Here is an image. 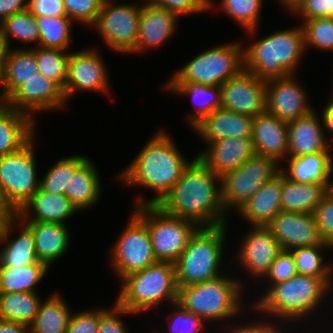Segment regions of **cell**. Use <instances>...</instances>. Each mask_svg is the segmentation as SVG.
<instances>
[{
  "label": "cell",
  "mask_w": 333,
  "mask_h": 333,
  "mask_svg": "<svg viewBox=\"0 0 333 333\" xmlns=\"http://www.w3.org/2000/svg\"><path fill=\"white\" fill-rule=\"evenodd\" d=\"M163 88L177 95L190 97L195 111L187 115V123L194 128L214 110L221 108V86H206L190 82H166Z\"/></svg>",
  "instance_id": "cell-31"
},
{
  "label": "cell",
  "mask_w": 333,
  "mask_h": 333,
  "mask_svg": "<svg viewBox=\"0 0 333 333\" xmlns=\"http://www.w3.org/2000/svg\"><path fill=\"white\" fill-rule=\"evenodd\" d=\"M321 114L324 123V131H326L325 133L328 132L331 134L333 138V99L331 97Z\"/></svg>",
  "instance_id": "cell-57"
},
{
  "label": "cell",
  "mask_w": 333,
  "mask_h": 333,
  "mask_svg": "<svg viewBox=\"0 0 333 333\" xmlns=\"http://www.w3.org/2000/svg\"><path fill=\"white\" fill-rule=\"evenodd\" d=\"M36 123L26 113L11 107L0 114V157L22 148L36 134Z\"/></svg>",
  "instance_id": "cell-33"
},
{
  "label": "cell",
  "mask_w": 333,
  "mask_h": 333,
  "mask_svg": "<svg viewBox=\"0 0 333 333\" xmlns=\"http://www.w3.org/2000/svg\"><path fill=\"white\" fill-rule=\"evenodd\" d=\"M170 306L174 310L170 314L168 313V316L166 315L169 333H203L206 331V322L194 313L187 311L179 302ZM154 333L157 332L154 331Z\"/></svg>",
  "instance_id": "cell-45"
},
{
  "label": "cell",
  "mask_w": 333,
  "mask_h": 333,
  "mask_svg": "<svg viewBox=\"0 0 333 333\" xmlns=\"http://www.w3.org/2000/svg\"><path fill=\"white\" fill-rule=\"evenodd\" d=\"M281 165L272 158L255 154L238 169L223 175L221 199L225 211L237 212L263 184L281 172Z\"/></svg>",
  "instance_id": "cell-11"
},
{
  "label": "cell",
  "mask_w": 333,
  "mask_h": 333,
  "mask_svg": "<svg viewBox=\"0 0 333 333\" xmlns=\"http://www.w3.org/2000/svg\"><path fill=\"white\" fill-rule=\"evenodd\" d=\"M269 320H271V322ZM255 321L252 323H250V321H249V323H248V320H247L246 324H243V325L237 324L234 327L240 333H284V331H282V330L285 327H283V328L281 327V330H280V326L278 325L279 323H275V321H272L271 318H268V320L264 318L263 321H262V319H260L259 321L258 320H255Z\"/></svg>",
  "instance_id": "cell-54"
},
{
  "label": "cell",
  "mask_w": 333,
  "mask_h": 333,
  "mask_svg": "<svg viewBox=\"0 0 333 333\" xmlns=\"http://www.w3.org/2000/svg\"><path fill=\"white\" fill-rule=\"evenodd\" d=\"M332 161V152L288 157V165L281 167V172L297 183L331 184Z\"/></svg>",
  "instance_id": "cell-29"
},
{
  "label": "cell",
  "mask_w": 333,
  "mask_h": 333,
  "mask_svg": "<svg viewBox=\"0 0 333 333\" xmlns=\"http://www.w3.org/2000/svg\"><path fill=\"white\" fill-rule=\"evenodd\" d=\"M312 216L322 240L333 247V192L331 190L314 209Z\"/></svg>",
  "instance_id": "cell-48"
},
{
  "label": "cell",
  "mask_w": 333,
  "mask_h": 333,
  "mask_svg": "<svg viewBox=\"0 0 333 333\" xmlns=\"http://www.w3.org/2000/svg\"><path fill=\"white\" fill-rule=\"evenodd\" d=\"M266 81L244 68L221 85V108L255 117L266 112Z\"/></svg>",
  "instance_id": "cell-16"
},
{
  "label": "cell",
  "mask_w": 333,
  "mask_h": 333,
  "mask_svg": "<svg viewBox=\"0 0 333 333\" xmlns=\"http://www.w3.org/2000/svg\"><path fill=\"white\" fill-rule=\"evenodd\" d=\"M156 206L166 214L194 222L198 227L229 224L222 205L221 179L197 156Z\"/></svg>",
  "instance_id": "cell-1"
},
{
  "label": "cell",
  "mask_w": 333,
  "mask_h": 333,
  "mask_svg": "<svg viewBox=\"0 0 333 333\" xmlns=\"http://www.w3.org/2000/svg\"><path fill=\"white\" fill-rule=\"evenodd\" d=\"M28 10L34 16H66L63 0H28Z\"/></svg>",
  "instance_id": "cell-53"
},
{
  "label": "cell",
  "mask_w": 333,
  "mask_h": 333,
  "mask_svg": "<svg viewBox=\"0 0 333 333\" xmlns=\"http://www.w3.org/2000/svg\"><path fill=\"white\" fill-rule=\"evenodd\" d=\"M95 164L88 158L74 173L64 195L80 212L98 203L101 192V179ZM100 179V180H99Z\"/></svg>",
  "instance_id": "cell-32"
},
{
  "label": "cell",
  "mask_w": 333,
  "mask_h": 333,
  "mask_svg": "<svg viewBox=\"0 0 333 333\" xmlns=\"http://www.w3.org/2000/svg\"><path fill=\"white\" fill-rule=\"evenodd\" d=\"M38 73L34 48H10L2 77L3 89L10 96L22 83Z\"/></svg>",
  "instance_id": "cell-35"
},
{
  "label": "cell",
  "mask_w": 333,
  "mask_h": 333,
  "mask_svg": "<svg viewBox=\"0 0 333 333\" xmlns=\"http://www.w3.org/2000/svg\"><path fill=\"white\" fill-rule=\"evenodd\" d=\"M253 119L254 117L219 108L206 116L193 130L202 137L205 145L223 138H251Z\"/></svg>",
  "instance_id": "cell-25"
},
{
  "label": "cell",
  "mask_w": 333,
  "mask_h": 333,
  "mask_svg": "<svg viewBox=\"0 0 333 333\" xmlns=\"http://www.w3.org/2000/svg\"><path fill=\"white\" fill-rule=\"evenodd\" d=\"M201 150L196 156L220 178L256 154L252 139L240 137L223 138Z\"/></svg>",
  "instance_id": "cell-20"
},
{
  "label": "cell",
  "mask_w": 333,
  "mask_h": 333,
  "mask_svg": "<svg viewBox=\"0 0 333 333\" xmlns=\"http://www.w3.org/2000/svg\"><path fill=\"white\" fill-rule=\"evenodd\" d=\"M104 0H63L66 16L75 23L92 26Z\"/></svg>",
  "instance_id": "cell-46"
},
{
  "label": "cell",
  "mask_w": 333,
  "mask_h": 333,
  "mask_svg": "<svg viewBox=\"0 0 333 333\" xmlns=\"http://www.w3.org/2000/svg\"><path fill=\"white\" fill-rule=\"evenodd\" d=\"M0 333H30L29 325L0 319Z\"/></svg>",
  "instance_id": "cell-56"
},
{
  "label": "cell",
  "mask_w": 333,
  "mask_h": 333,
  "mask_svg": "<svg viewBox=\"0 0 333 333\" xmlns=\"http://www.w3.org/2000/svg\"><path fill=\"white\" fill-rule=\"evenodd\" d=\"M242 282L245 281L224 274L206 282L178 287V302L207 324L234 320L244 308Z\"/></svg>",
  "instance_id": "cell-6"
},
{
  "label": "cell",
  "mask_w": 333,
  "mask_h": 333,
  "mask_svg": "<svg viewBox=\"0 0 333 333\" xmlns=\"http://www.w3.org/2000/svg\"><path fill=\"white\" fill-rule=\"evenodd\" d=\"M263 0H221L220 8L225 15L234 20L246 30L249 36L256 34L259 25L260 12L262 10Z\"/></svg>",
  "instance_id": "cell-43"
},
{
  "label": "cell",
  "mask_w": 333,
  "mask_h": 333,
  "mask_svg": "<svg viewBox=\"0 0 333 333\" xmlns=\"http://www.w3.org/2000/svg\"><path fill=\"white\" fill-rule=\"evenodd\" d=\"M332 86H333V84H332ZM333 89V88H332ZM332 92H331V98L333 99V90H331Z\"/></svg>",
  "instance_id": "cell-65"
},
{
  "label": "cell",
  "mask_w": 333,
  "mask_h": 333,
  "mask_svg": "<svg viewBox=\"0 0 333 333\" xmlns=\"http://www.w3.org/2000/svg\"><path fill=\"white\" fill-rule=\"evenodd\" d=\"M295 76L288 75L266 81V112L286 123L314 110L309 103L307 91L296 81Z\"/></svg>",
  "instance_id": "cell-17"
},
{
  "label": "cell",
  "mask_w": 333,
  "mask_h": 333,
  "mask_svg": "<svg viewBox=\"0 0 333 333\" xmlns=\"http://www.w3.org/2000/svg\"><path fill=\"white\" fill-rule=\"evenodd\" d=\"M96 48L70 52L64 87L66 101L79 91L109 94V75L105 61Z\"/></svg>",
  "instance_id": "cell-14"
},
{
  "label": "cell",
  "mask_w": 333,
  "mask_h": 333,
  "mask_svg": "<svg viewBox=\"0 0 333 333\" xmlns=\"http://www.w3.org/2000/svg\"><path fill=\"white\" fill-rule=\"evenodd\" d=\"M124 315H134L127 309L120 307L116 302L109 308H99V329L98 333H129L128 327L122 320Z\"/></svg>",
  "instance_id": "cell-51"
},
{
  "label": "cell",
  "mask_w": 333,
  "mask_h": 333,
  "mask_svg": "<svg viewBox=\"0 0 333 333\" xmlns=\"http://www.w3.org/2000/svg\"><path fill=\"white\" fill-rule=\"evenodd\" d=\"M330 190L333 192V161H332V176H331Z\"/></svg>",
  "instance_id": "cell-63"
},
{
  "label": "cell",
  "mask_w": 333,
  "mask_h": 333,
  "mask_svg": "<svg viewBox=\"0 0 333 333\" xmlns=\"http://www.w3.org/2000/svg\"><path fill=\"white\" fill-rule=\"evenodd\" d=\"M37 292L0 293V319L30 325L41 303Z\"/></svg>",
  "instance_id": "cell-38"
},
{
  "label": "cell",
  "mask_w": 333,
  "mask_h": 333,
  "mask_svg": "<svg viewBox=\"0 0 333 333\" xmlns=\"http://www.w3.org/2000/svg\"><path fill=\"white\" fill-rule=\"evenodd\" d=\"M295 0H279L280 4L287 9Z\"/></svg>",
  "instance_id": "cell-61"
},
{
  "label": "cell",
  "mask_w": 333,
  "mask_h": 333,
  "mask_svg": "<svg viewBox=\"0 0 333 333\" xmlns=\"http://www.w3.org/2000/svg\"><path fill=\"white\" fill-rule=\"evenodd\" d=\"M109 252L110 266L120 281L157 262L147 225L133 210L127 225Z\"/></svg>",
  "instance_id": "cell-12"
},
{
  "label": "cell",
  "mask_w": 333,
  "mask_h": 333,
  "mask_svg": "<svg viewBox=\"0 0 333 333\" xmlns=\"http://www.w3.org/2000/svg\"><path fill=\"white\" fill-rule=\"evenodd\" d=\"M244 42L212 46L197 54L174 72L167 82H190L206 86H221L244 68Z\"/></svg>",
  "instance_id": "cell-8"
},
{
  "label": "cell",
  "mask_w": 333,
  "mask_h": 333,
  "mask_svg": "<svg viewBox=\"0 0 333 333\" xmlns=\"http://www.w3.org/2000/svg\"><path fill=\"white\" fill-rule=\"evenodd\" d=\"M0 32L10 48L11 38H16L24 47L32 43V48L38 47L40 34L36 18L28 9L5 18L0 23Z\"/></svg>",
  "instance_id": "cell-41"
},
{
  "label": "cell",
  "mask_w": 333,
  "mask_h": 333,
  "mask_svg": "<svg viewBox=\"0 0 333 333\" xmlns=\"http://www.w3.org/2000/svg\"><path fill=\"white\" fill-rule=\"evenodd\" d=\"M99 308L71 313L66 333H98Z\"/></svg>",
  "instance_id": "cell-52"
},
{
  "label": "cell",
  "mask_w": 333,
  "mask_h": 333,
  "mask_svg": "<svg viewBox=\"0 0 333 333\" xmlns=\"http://www.w3.org/2000/svg\"><path fill=\"white\" fill-rule=\"evenodd\" d=\"M281 210V172L266 182L237 211L250 226H266Z\"/></svg>",
  "instance_id": "cell-27"
},
{
  "label": "cell",
  "mask_w": 333,
  "mask_h": 333,
  "mask_svg": "<svg viewBox=\"0 0 333 333\" xmlns=\"http://www.w3.org/2000/svg\"><path fill=\"white\" fill-rule=\"evenodd\" d=\"M78 212L65 195L50 194L39 188L15 215L23 222H50L66 225L67 219Z\"/></svg>",
  "instance_id": "cell-26"
},
{
  "label": "cell",
  "mask_w": 333,
  "mask_h": 333,
  "mask_svg": "<svg viewBox=\"0 0 333 333\" xmlns=\"http://www.w3.org/2000/svg\"><path fill=\"white\" fill-rule=\"evenodd\" d=\"M133 208L147 225L157 261L175 263L199 227L189 220L166 214L155 204Z\"/></svg>",
  "instance_id": "cell-10"
},
{
  "label": "cell",
  "mask_w": 333,
  "mask_h": 333,
  "mask_svg": "<svg viewBox=\"0 0 333 333\" xmlns=\"http://www.w3.org/2000/svg\"><path fill=\"white\" fill-rule=\"evenodd\" d=\"M227 225L199 227L190 237L187 247L174 263L178 287L206 282L223 275Z\"/></svg>",
  "instance_id": "cell-7"
},
{
  "label": "cell",
  "mask_w": 333,
  "mask_h": 333,
  "mask_svg": "<svg viewBox=\"0 0 333 333\" xmlns=\"http://www.w3.org/2000/svg\"><path fill=\"white\" fill-rule=\"evenodd\" d=\"M66 105L63 90L53 80L40 73L26 80L9 96V106L26 113L34 121L37 120L35 116L41 111L56 112L66 109Z\"/></svg>",
  "instance_id": "cell-15"
},
{
  "label": "cell",
  "mask_w": 333,
  "mask_h": 333,
  "mask_svg": "<svg viewBox=\"0 0 333 333\" xmlns=\"http://www.w3.org/2000/svg\"><path fill=\"white\" fill-rule=\"evenodd\" d=\"M288 125V157L331 152L333 144L325 135L322 116L312 111L306 116L293 120ZM332 146V147H331Z\"/></svg>",
  "instance_id": "cell-23"
},
{
  "label": "cell",
  "mask_w": 333,
  "mask_h": 333,
  "mask_svg": "<svg viewBox=\"0 0 333 333\" xmlns=\"http://www.w3.org/2000/svg\"><path fill=\"white\" fill-rule=\"evenodd\" d=\"M331 184L297 183L281 172V210L312 214L330 191Z\"/></svg>",
  "instance_id": "cell-30"
},
{
  "label": "cell",
  "mask_w": 333,
  "mask_h": 333,
  "mask_svg": "<svg viewBox=\"0 0 333 333\" xmlns=\"http://www.w3.org/2000/svg\"><path fill=\"white\" fill-rule=\"evenodd\" d=\"M266 227L282 250L324 243L312 214L280 211Z\"/></svg>",
  "instance_id": "cell-19"
},
{
  "label": "cell",
  "mask_w": 333,
  "mask_h": 333,
  "mask_svg": "<svg viewBox=\"0 0 333 333\" xmlns=\"http://www.w3.org/2000/svg\"><path fill=\"white\" fill-rule=\"evenodd\" d=\"M39 30L38 46L42 48L69 50L72 45L73 21L67 16H35Z\"/></svg>",
  "instance_id": "cell-39"
},
{
  "label": "cell",
  "mask_w": 333,
  "mask_h": 333,
  "mask_svg": "<svg viewBox=\"0 0 333 333\" xmlns=\"http://www.w3.org/2000/svg\"><path fill=\"white\" fill-rule=\"evenodd\" d=\"M333 250L327 243L291 249L297 274L322 279L331 289L333 287V263H327L323 252Z\"/></svg>",
  "instance_id": "cell-36"
},
{
  "label": "cell",
  "mask_w": 333,
  "mask_h": 333,
  "mask_svg": "<svg viewBox=\"0 0 333 333\" xmlns=\"http://www.w3.org/2000/svg\"><path fill=\"white\" fill-rule=\"evenodd\" d=\"M12 215H0V235L2 231V227L4 225L5 220Z\"/></svg>",
  "instance_id": "cell-62"
},
{
  "label": "cell",
  "mask_w": 333,
  "mask_h": 333,
  "mask_svg": "<svg viewBox=\"0 0 333 333\" xmlns=\"http://www.w3.org/2000/svg\"><path fill=\"white\" fill-rule=\"evenodd\" d=\"M306 51L315 48L333 52V17L301 19Z\"/></svg>",
  "instance_id": "cell-44"
},
{
  "label": "cell",
  "mask_w": 333,
  "mask_h": 333,
  "mask_svg": "<svg viewBox=\"0 0 333 333\" xmlns=\"http://www.w3.org/2000/svg\"><path fill=\"white\" fill-rule=\"evenodd\" d=\"M152 4L165 8L178 17L199 14L214 8L213 0H148Z\"/></svg>",
  "instance_id": "cell-50"
},
{
  "label": "cell",
  "mask_w": 333,
  "mask_h": 333,
  "mask_svg": "<svg viewBox=\"0 0 333 333\" xmlns=\"http://www.w3.org/2000/svg\"><path fill=\"white\" fill-rule=\"evenodd\" d=\"M74 155V156H73ZM57 160L40 178V189L50 194L64 195L75 171L88 159L87 156L73 154Z\"/></svg>",
  "instance_id": "cell-40"
},
{
  "label": "cell",
  "mask_w": 333,
  "mask_h": 333,
  "mask_svg": "<svg viewBox=\"0 0 333 333\" xmlns=\"http://www.w3.org/2000/svg\"><path fill=\"white\" fill-rule=\"evenodd\" d=\"M286 10L301 19L333 17V0H295Z\"/></svg>",
  "instance_id": "cell-47"
},
{
  "label": "cell",
  "mask_w": 333,
  "mask_h": 333,
  "mask_svg": "<svg viewBox=\"0 0 333 333\" xmlns=\"http://www.w3.org/2000/svg\"><path fill=\"white\" fill-rule=\"evenodd\" d=\"M297 274L294 258L290 250H282L262 278L269 285L287 281Z\"/></svg>",
  "instance_id": "cell-49"
},
{
  "label": "cell",
  "mask_w": 333,
  "mask_h": 333,
  "mask_svg": "<svg viewBox=\"0 0 333 333\" xmlns=\"http://www.w3.org/2000/svg\"><path fill=\"white\" fill-rule=\"evenodd\" d=\"M28 9V0H0V23L7 17Z\"/></svg>",
  "instance_id": "cell-55"
},
{
  "label": "cell",
  "mask_w": 333,
  "mask_h": 333,
  "mask_svg": "<svg viewBox=\"0 0 333 333\" xmlns=\"http://www.w3.org/2000/svg\"><path fill=\"white\" fill-rule=\"evenodd\" d=\"M34 54L39 73L53 80L64 91L70 53L36 46Z\"/></svg>",
  "instance_id": "cell-42"
},
{
  "label": "cell",
  "mask_w": 333,
  "mask_h": 333,
  "mask_svg": "<svg viewBox=\"0 0 333 333\" xmlns=\"http://www.w3.org/2000/svg\"><path fill=\"white\" fill-rule=\"evenodd\" d=\"M167 130L161 128L142 147L139 153L117 175L123 185H133L151 189L153 198L145 200L142 194L137 195L134 206L157 204L180 179L184 169L192 161L176 146L174 139Z\"/></svg>",
  "instance_id": "cell-2"
},
{
  "label": "cell",
  "mask_w": 333,
  "mask_h": 333,
  "mask_svg": "<svg viewBox=\"0 0 333 333\" xmlns=\"http://www.w3.org/2000/svg\"><path fill=\"white\" fill-rule=\"evenodd\" d=\"M116 303L133 314H142L165 301L178 302L175 265L157 261L149 267L125 276Z\"/></svg>",
  "instance_id": "cell-5"
},
{
  "label": "cell",
  "mask_w": 333,
  "mask_h": 333,
  "mask_svg": "<svg viewBox=\"0 0 333 333\" xmlns=\"http://www.w3.org/2000/svg\"><path fill=\"white\" fill-rule=\"evenodd\" d=\"M275 31L243 46L244 69L268 81L295 75L306 54L301 26Z\"/></svg>",
  "instance_id": "cell-4"
},
{
  "label": "cell",
  "mask_w": 333,
  "mask_h": 333,
  "mask_svg": "<svg viewBox=\"0 0 333 333\" xmlns=\"http://www.w3.org/2000/svg\"><path fill=\"white\" fill-rule=\"evenodd\" d=\"M41 301L34 321L29 325L30 333H66L72 311L59 293H51Z\"/></svg>",
  "instance_id": "cell-34"
},
{
  "label": "cell",
  "mask_w": 333,
  "mask_h": 333,
  "mask_svg": "<svg viewBox=\"0 0 333 333\" xmlns=\"http://www.w3.org/2000/svg\"><path fill=\"white\" fill-rule=\"evenodd\" d=\"M115 3L113 0H104L91 27L95 28L109 49L122 54H134L142 4Z\"/></svg>",
  "instance_id": "cell-13"
},
{
  "label": "cell",
  "mask_w": 333,
  "mask_h": 333,
  "mask_svg": "<svg viewBox=\"0 0 333 333\" xmlns=\"http://www.w3.org/2000/svg\"><path fill=\"white\" fill-rule=\"evenodd\" d=\"M24 223L33 232L38 260L48 267H51L69 250L71 232L67 225L50 222Z\"/></svg>",
  "instance_id": "cell-28"
},
{
  "label": "cell",
  "mask_w": 333,
  "mask_h": 333,
  "mask_svg": "<svg viewBox=\"0 0 333 333\" xmlns=\"http://www.w3.org/2000/svg\"><path fill=\"white\" fill-rule=\"evenodd\" d=\"M14 213L6 206L0 194V215H13Z\"/></svg>",
  "instance_id": "cell-60"
},
{
  "label": "cell",
  "mask_w": 333,
  "mask_h": 333,
  "mask_svg": "<svg viewBox=\"0 0 333 333\" xmlns=\"http://www.w3.org/2000/svg\"><path fill=\"white\" fill-rule=\"evenodd\" d=\"M36 134L18 151L0 157V194L16 214L40 188L36 167Z\"/></svg>",
  "instance_id": "cell-9"
},
{
  "label": "cell",
  "mask_w": 333,
  "mask_h": 333,
  "mask_svg": "<svg viewBox=\"0 0 333 333\" xmlns=\"http://www.w3.org/2000/svg\"><path fill=\"white\" fill-rule=\"evenodd\" d=\"M10 47L0 32V78L2 79Z\"/></svg>",
  "instance_id": "cell-58"
},
{
  "label": "cell",
  "mask_w": 333,
  "mask_h": 333,
  "mask_svg": "<svg viewBox=\"0 0 333 333\" xmlns=\"http://www.w3.org/2000/svg\"><path fill=\"white\" fill-rule=\"evenodd\" d=\"M15 226L21 229L16 237L11 238ZM34 263L43 262L37 258L33 232L13 214L5 220L0 235V267H24Z\"/></svg>",
  "instance_id": "cell-21"
},
{
  "label": "cell",
  "mask_w": 333,
  "mask_h": 333,
  "mask_svg": "<svg viewBox=\"0 0 333 333\" xmlns=\"http://www.w3.org/2000/svg\"><path fill=\"white\" fill-rule=\"evenodd\" d=\"M227 333H240L235 327L232 326V329H229V331H226Z\"/></svg>",
  "instance_id": "cell-64"
},
{
  "label": "cell",
  "mask_w": 333,
  "mask_h": 333,
  "mask_svg": "<svg viewBox=\"0 0 333 333\" xmlns=\"http://www.w3.org/2000/svg\"><path fill=\"white\" fill-rule=\"evenodd\" d=\"M252 227L242 237L235 261L255 282L254 279L262 280L282 248L266 226Z\"/></svg>",
  "instance_id": "cell-18"
},
{
  "label": "cell",
  "mask_w": 333,
  "mask_h": 333,
  "mask_svg": "<svg viewBox=\"0 0 333 333\" xmlns=\"http://www.w3.org/2000/svg\"><path fill=\"white\" fill-rule=\"evenodd\" d=\"M268 288V289H267ZM262 296L255 299L249 308L278 320L280 324H289L308 320L326 301L331 288L320 278L296 274L287 281L279 282L264 288ZM251 306V307H250ZM318 307V308H317ZM282 321V323H281Z\"/></svg>",
  "instance_id": "cell-3"
},
{
  "label": "cell",
  "mask_w": 333,
  "mask_h": 333,
  "mask_svg": "<svg viewBox=\"0 0 333 333\" xmlns=\"http://www.w3.org/2000/svg\"><path fill=\"white\" fill-rule=\"evenodd\" d=\"M142 3L139 18V33L134 53L156 49L172 38L177 30L179 17L149 2Z\"/></svg>",
  "instance_id": "cell-22"
},
{
  "label": "cell",
  "mask_w": 333,
  "mask_h": 333,
  "mask_svg": "<svg viewBox=\"0 0 333 333\" xmlns=\"http://www.w3.org/2000/svg\"><path fill=\"white\" fill-rule=\"evenodd\" d=\"M49 267L45 263H34L24 267H0V293L37 292Z\"/></svg>",
  "instance_id": "cell-37"
},
{
  "label": "cell",
  "mask_w": 333,
  "mask_h": 333,
  "mask_svg": "<svg viewBox=\"0 0 333 333\" xmlns=\"http://www.w3.org/2000/svg\"><path fill=\"white\" fill-rule=\"evenodd\" d=\"M251 139L257 155L272 158L279 164L288 158V125L275 116L267 112L256 115Z\"/></svg>",
  "instance_id": "cell-24"
},
{
  "label": "cell",
  "mask_w": 333,
  "mask_h": 333,
  "mask_svg": "<svg viewBox=\"0 0 333 333\" xmlns=\"http://www.w3.org/2000/svg\"><path fill=\"white\" fill-rule=\"evenodd\" d=\"M0 87H2L0 92V114H3L6 112L10 106H9V96L6 94V91L3 89L2 86V79L0 78Z\"/></svg>",
  "instance_id": "cell-59"
}]
</instances>
